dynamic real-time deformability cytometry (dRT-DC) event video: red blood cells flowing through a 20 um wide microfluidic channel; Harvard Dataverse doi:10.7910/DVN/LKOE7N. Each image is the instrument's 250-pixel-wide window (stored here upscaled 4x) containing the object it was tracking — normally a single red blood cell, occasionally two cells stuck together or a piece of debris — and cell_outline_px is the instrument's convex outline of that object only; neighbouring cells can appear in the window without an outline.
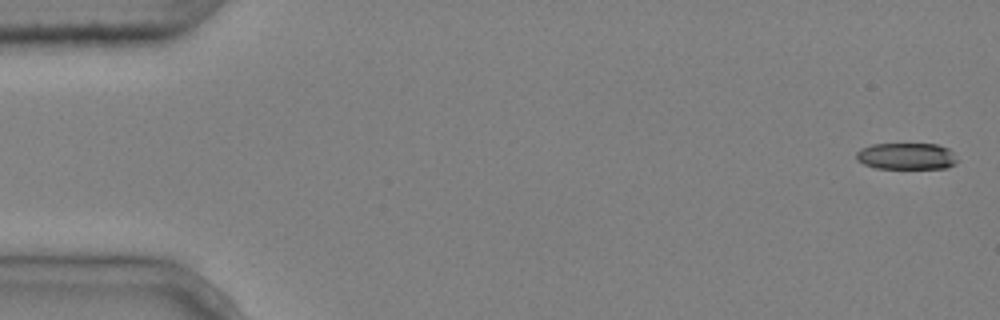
{"species": "common noctule bat (a hibernating species)", "species_latin": "Nyctalus noctula", "temperature_condition": "cold", "stored_images_in_passage": 5, "camera_frame_rate_fps": 3000, "um_per_image_px": 0.085, "animal": {"sex": "male", "body_mass_g": 20.4}, "frame": {"image": 1, "passage_image": 1, "time_ms": 0.0, "image_size_px": [1000, 320], "cell_outline_px": [[960, 160], [956, 164], [948, 168], [876, 168], [864, 164], [856, 160], [856, 152], [860, 148], [872, 144], [936, 144], [948, 148]], "centroid_in_image_um": [77.07, 13.28], "position_along_channel_um": 7.9, "area_um2": 15.84}}
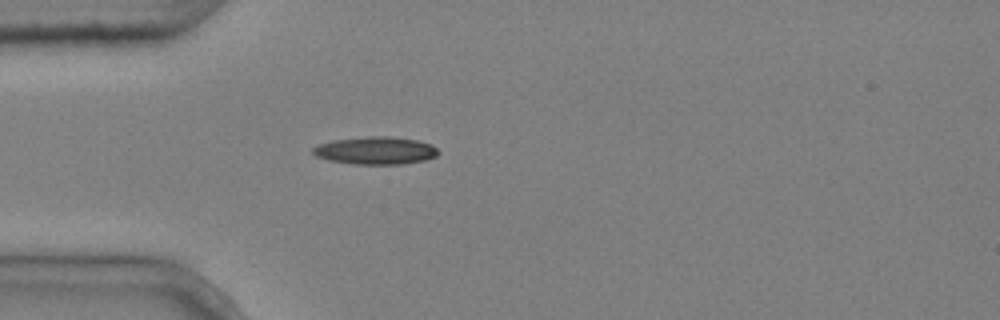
{"frame": {"image": 2, "passage_image": 5, "time_ms": 1.333, "image_size_px": [1000, 320], "cell_outline_px": [[440, 152], [436, 156], [424, 160], [404, 164], [356, 164], [328, 160], [316, 156], [312, 152], [312, 148], [316, 144], [332, 140], [368, 136], [388, 136], [416, 140], [432, 144]], "centroid_in_image_um": [31.9, 12.79], "position_along_channel_um": 53.1, "area_um2": 20.29}}